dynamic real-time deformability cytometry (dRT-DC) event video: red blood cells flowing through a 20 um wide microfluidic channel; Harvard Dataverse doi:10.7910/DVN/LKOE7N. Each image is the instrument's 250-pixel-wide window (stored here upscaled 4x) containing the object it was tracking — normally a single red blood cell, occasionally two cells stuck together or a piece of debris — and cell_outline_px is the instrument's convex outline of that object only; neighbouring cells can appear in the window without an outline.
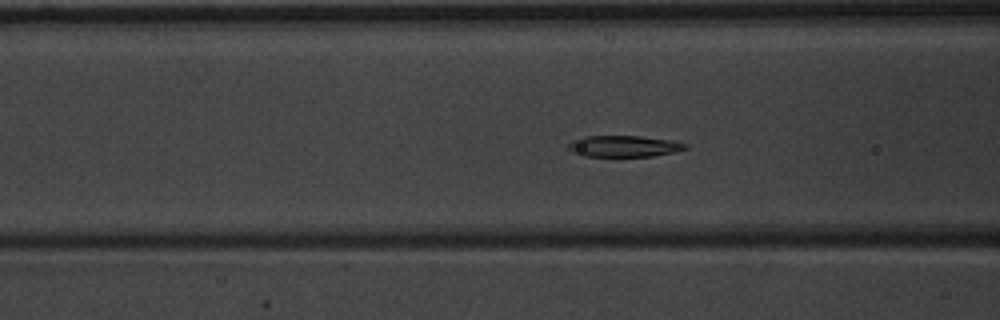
{"species": "common noctule bat (a hibernating species)", "species_latin": "Nyctalus noctula", "temperature_condition": "warm", "stored_images_in_passage": 48, "camera_frame_rate_fps": 3000, "um_per_image_px": 0.085, "animal": {"sex": "male", "body_mass_g": 20.1, "forearm_length_mm": 53.5}, "frame": {"image": 1, "passage_image": 16, "time_ms": 5.0, "image_size_px": [1000, 320], "cell_outline_px": [[688, 148], [676, 152], [652, 156], [584, 156], [572, 152], [568, 148], [568, 144], [572, 140], [584, 136], [640, 136], [672, 140], [688, 144]], "centroid_in_image_um": [53.05, 12.42], "position_along_channel_um": 113.5, "area_um2": 14.62}}
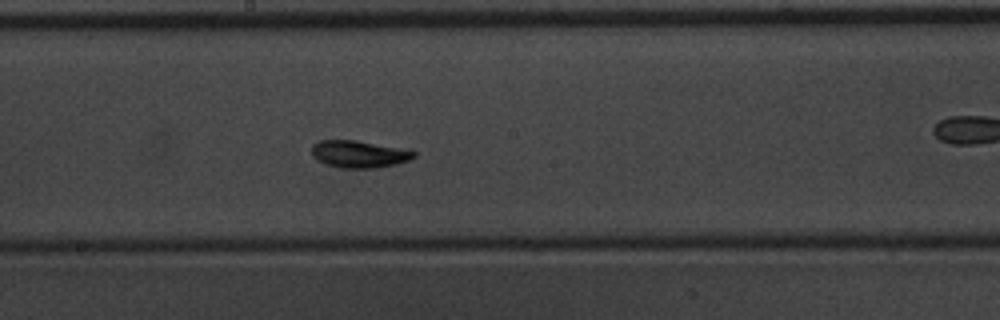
{"frame": {"image": 2, "passage_image": 24, "time_ms": 7.667, "image_size_px": [1000, 320], "cell_outline_px": [[416, 156], [408, 160], [396, 164], [376, 168], [340, 168], [316, 160], [312, 156], [312, 144], [320, 140], [356, 140], [412, 148], [416, 152]], "centroid_in_image_um": [30.59, 13.08], "position_along_channel_um": 217.6, "area_um2": 16.65}}
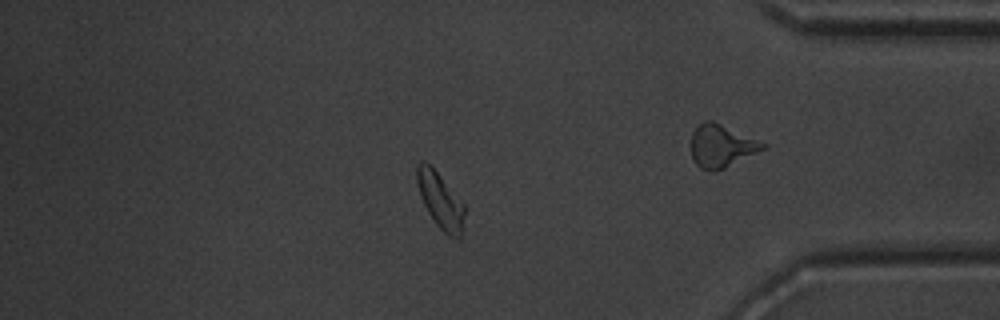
{"frame": {"image": 3, "passage_image": 40, "time_ms": 13.0, "image_size_px": [1000, 320], "cell_outline_px": [[464, 228], [460, 240], [456, 240], [448, 236], [436, 224], [428, 212], [420, 196], [416, 184], [416, 164], [420, 160], [424, 160], [440, 176], [464, 204]], "centroid_in_image_um": [37.43, 17.08], "position_along_channel_um": 397.8, "area_um2": 15.61}, "authors_computed_cell_mechanics": {"area_um2": 15.7505, "velocity_mm_per_s": 3.897, "shape_relaxation_time_tau1_ms": 3.0661, "shape_relaxation_time_tau2_ms": 5.3755, "deformation_change_tau1": 0.158, "deformation_change_tau2": 0.06}}